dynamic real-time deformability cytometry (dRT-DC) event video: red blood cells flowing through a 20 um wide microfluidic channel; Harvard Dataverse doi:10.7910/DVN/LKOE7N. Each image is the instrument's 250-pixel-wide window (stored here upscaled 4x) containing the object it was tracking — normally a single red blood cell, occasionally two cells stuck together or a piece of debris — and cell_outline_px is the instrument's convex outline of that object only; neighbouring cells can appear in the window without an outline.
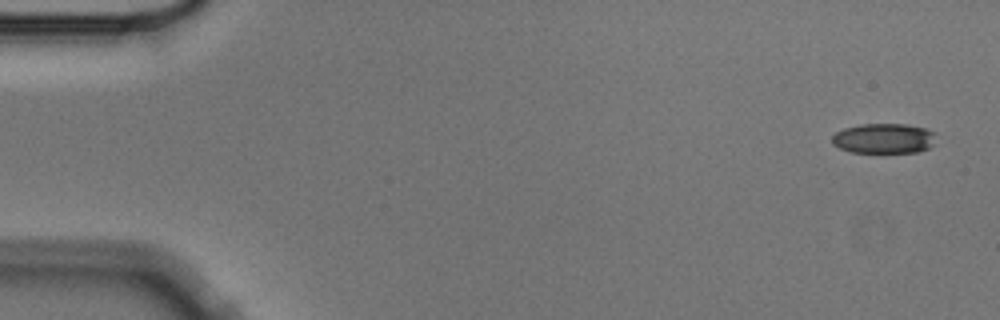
{"species": "Egyptian fruit bat (a non-hibernating species)", "species_latin": "Rousettus aegyptiacus", "temperature_condition": "cold", "stored_images_in_passage": 3, "camera_frame_rate_fps": 3000, "um_per_image_px": 0.085, "animal": {"sex": "male"}, "frame": {"image": 1, "passage_image": 3, "time_ms": 0.667, "image_size_px": [1000, 320], "cell_outline_px": [[936, 132], [932, 144], [928, 148], [916, 152], [852, 152], [840, 148], [832, 144], [832, 136], [836, 132], [844, 128], [860, 124], [908, 124], [924, 128]], "centroid_in_image_um": [75.11, 11.75], "position_along_channel_um": 9.9, "area_um2": 18.15}}